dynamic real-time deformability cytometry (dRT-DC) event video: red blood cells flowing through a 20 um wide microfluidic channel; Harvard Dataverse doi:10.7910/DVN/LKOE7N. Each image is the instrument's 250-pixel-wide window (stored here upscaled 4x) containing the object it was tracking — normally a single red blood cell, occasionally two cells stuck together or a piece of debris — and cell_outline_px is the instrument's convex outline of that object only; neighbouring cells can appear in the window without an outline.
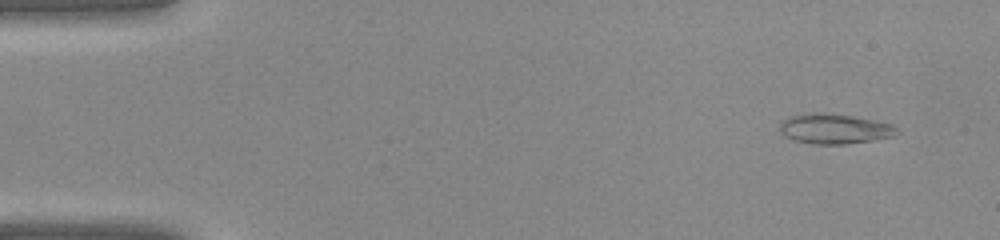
{"species": "common noctule bat (a hibernating species)", "species_latin": "Nyctalus noctula", "temperature_condition": "warm", "stored_images_in_passage": 40, "camera_frame_rate_fps": 3000, "um_per_image_px": 0.085, "animal": {"sex": "female", "body_mass_g": 22.0, "forearm_length_mm": 56.7}, "frame": {"image": 1, "passage_image": 3, "time_ms": 0.667, "image_size_px": [1000, 240], "cell_outline_px": [[900, 132], [896, 136], [872, 140], [844, 144], [812, 144], [796, 140], [784, 136], [780, 132], [780, 124], [788, 116], [816, 112], [820, 112], [852, 116], [892, 124]], "centroid_in_image_um": [70.93, 10.95], "position_along_channel_um": 14.1, "area_um2": 20.4}}
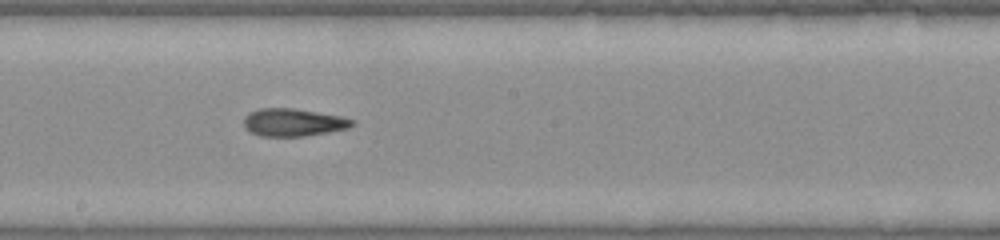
{"frame": {"image": 2, "passage_image": 22, "time_ms": 7.0, "image_size_px": [1000, 240], "cell_outline_px": [[356, 124], [348, 128], [328, 132], [304, 136], [260, 136], [244, 128], [244, 116], [248, 112], [260, 108], [292, 108], [340, 116], [356, 120]], "centroid_in_image_um": [24.92, 10.4], "position_along_channel_um": 223.3, "area_um2": 17.51}}
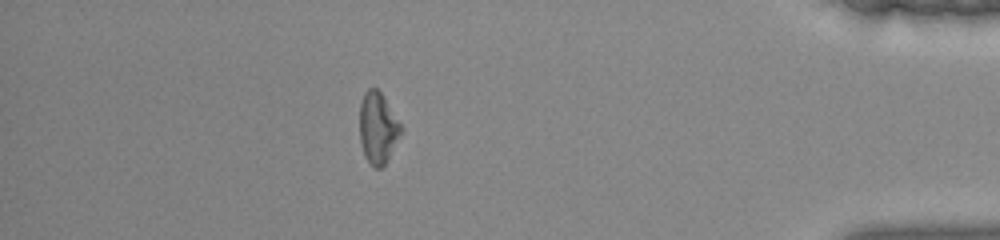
{"frame": {"image": 3, "passage_image": 35, "time_ms": 11.333, "image_size_px": [1000, 240], "cell_outline_px": [[404, 128], [384, 164], [380, 168], [372, 168], [364, 156], [360, 144], [360, 104], [364, 92], [368, 88], [376, 88], [384, 96]], "centroid_in_image_um": [32.11, 10.86], "position_along_channel_um": 403.1, "area_um2": 17.28}}